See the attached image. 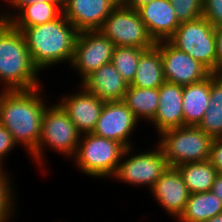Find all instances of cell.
<instances>
[{
    "label": "cell",
    "instance_id": "cell-29",
    "mask_svg": "<svg viewBox=\"0 0 222 222\" xmlns=\"http://www.w3.org/2000/svg\"><path fill=\"white\" fill-rule=\"evenodd\" d=\"M202 16L212 26H222V0H203Z\"/></svg>",
    "mask_w": 222,
    "mask_h": 222
},
{
    "label": "cell",
    "instance_id": "cell-16",
    "mask_svg": "<svg viewBox=\"0 0 222 222\" xmlns=\"http://www.w3.org/2000/svg\"><path fill=\"white\" fill-rule=\"evenodd\" d=\"M137 12L155 43L168 41L180 25L169 0H153Z\"/></svg>",
    "mask_w": 222,
    "mask_h": 222
},
{
    "label": "cell",
    "instance_id": "cell-36",
    "mask_svg": "<svg viewBox=\"0 0 222 222\" xmlns=\"http://www.w3.org/2000/svg\"><path fill=\"white\" fill-rule=\"evenodd\" d=\"M204 222H222V213L208 219L207 221Z\"/></svg>",
    "mask_w": 222,
    "mask_h": 222
},
{
    "label": "cell",
    "instance_id": "cell-13",
    "mask_svg": "<svg viewBox=\"0 0 222 222\" xmlns=\"http://www.w3.org/2000/svg\"><path fill=\"white\" fill-rule=\"evenodd\" d=\"M119 0H63V15L79 31L99 30Z\"/></svg>",
    "mask_w": 222,
    "mask_h": 222
},
{
    "label": "cell",
    "instance_id": "cell-18",
    "mask_svg": "<svg viewBox=\"0 0 222 222\" xmlns=\"http://www.w3.org/2000/svg\"><path fill=\"white\" fill-rule=\"evenodd\" d=\"M81 86L102 101L113 102L123 100L129 85L110 62L86 77Z\"/></svg>",
    "mask_w": 222,
    "mask_h": 222
},
{
    "label": "cell",
    "instance_id": "cell-28",
    "mask_svg": "<svg viewBox=\"0 0 222 222\" xmlns=\"http://www.w3.org/2000/svg\"><path fill=\"white\" fill-rule=\"evenodd\" d=\"M179 23L202 17L203 0H169Z\"/></svg>",
    "mask_w": 222,
    "mask_h": 222
},
{
    "label": "cell",
    "instance_id": "cell-5",
    "mask_svg": "<svg viewBox=\"0 0 222 222\" xmlns=\"http://www.w3.org/2000/svg\"><path fill=\"white\" fill-rule=\"evenodd\" d=\"M158 144L165 155L168 166L209 159L213 138L198 126L184 125L163 131Z\"/></svg>",
    "mask_w": 222,
    "mask_h": 222
},
{
    "label": "cell",
    "instance_id": "cell-17",
    "mask_svg": "<svg viewBox=\"0 0 222 222\" xmlns=\"http://www.w3.org/2000/svg\"><path fill=\"white\" fill-rule=\"evenodd\" d=\"M183 86L165 81L159 87V106L150 121L158 135L163 131L184 126Z\"/></svg>",
    "mask_w": 222,
    "mask_h": 222
},
{
    "label": "cell",
    "instance_id": "cell-14",
    "mask_svg": "<svg viewBox=\"0 0 222 222\" xmlns=\"http://www.w3.org/2000/svg\"><path fill=\"white\" fill-rule=\"evenodd\" d=\"M150 193L163 211L176 219L184 211L190 195L180 171L171 166L157 179Z\"/></svg>",
    "mask_w": 222,
    "mask_h": 222
},
{
    "label": "cell",
    "instance_id": "cell-11",
    "mask_svg": "<svg viewBox=\"0 0 222 222\" xmlns=\"http://www.w3.org/2000/svg\"><path fill=\"white\" fill-rule=\"evenodd\" d=\"M165 81L178 85H189L207 78L211 72L186 52L178 50L169 41H159Z\"/></svg>",
    "mask_w": 222,
    "mask_h": 222
},
{
    "label": "cell",
    "instance_id": "cell-8",
    "mask_svg": "<svg viewBox=\"0 0 222 222\" xmlns=\"http://www.w3.org/2000/svg\"><path fill=\"white\" fill-rule=\"evenodd\" d=\"M155 148L137 151V154L134 153L133 147L126 148L117 171L111 178L135 187L149 186L148 189L151 190L157 179L168 168L162 148L158 144L155 145Z\"/></svg>",
    "mask_w": 222,
    "mask_h": 222
},
{
    "label": "cell",
    "instance_id": "cell-4",
    "mask_svg": "<svg viewBox=\"0 0 222 222\" xmlns=\"http://www.w3.org/2000/svg\"><path fill=\"white\" fill-rule=\"evenodd\" d=\"M80 137L81 134L59 103L47 105L42 118L40 142L31 157L39 167L42 166L46 162L44 150L48 148L73 159Z\"/></svg>",
    "mask_w": 222,
    "mask_h": 222
},
{
    "label": "cell",
    "instance_id": "cell-12",
    "mask_svg": "<svg viewBox=\"0 0 222 222\" xmlns=\"http://www.w3.org/2000/svg\"><path fill=\"white\" fill-rule=\"evenodd\" d=\"M140 123L123 101L105 102L93 134L134 147L130 135Z\"/></svg>",
    "mask_w": 222,
    "mask_h": 222
},
{
    "label": "cell",
    "instance_id": "cell-9",
    "mask_svg": "<svg viewBox=\"0 0 222 222\" xmlns=\"http://www.w3.org/2000/svg\"><path fill=\"white\" fill-rule=\"evenodd\" d=\"M99 31L115 45L152 48L155 45L137 10L118 4L104 20Z\"/></svg>",
    "mask_w": 222,
    "mask_h": 222
},
{
    "label": "cell",
    "instance_id": "cell-1",
    "mask_svg": "<svg viewBox=\"0 0 222 222\" xmlns=\"http://www.w3.org/2000/svg\"><path fill=\"white\" fill-rule=\"evenodd\" d=\"M41 88L0 89V123L11 133L15 144H21L30 155L38 148L42 118L47 108Z\"/></svg>",
    "mask_w": 222,
    "mask_h": 222
},
{
    "label": "cell",
    "instance_id": "cell-30",
    "mask_svg": "<svg viewBox=\"0 0 222 222\" xmlns=\"http://www.w3.org/2000/svg\"><path fill=\"white\" fill-rule=\"evenodd\" d=\"M8 4V7L11 9H15L14 13L12 11L3 12L0 11V21L9 22L23 7H26L33 3L45 2V3H63V0H5ZM17 10V11H16ZM16 11V12H15ZM11 12V13H9Z\"/></svg>",
    "mask_w": 222,
    "mask_h": 222
},
{
    "label": "cell",
    "instance_id": "cell-15",
    "mask_svg": "<svg viewBox=\"0 0 222 222\" xmlns=\"http://www.w3.org/2000/svg\"><path fill=\"white\" fill-rule=\"evenodd\" d=\"M79 86L77 93L67 96L65 94L59 104L67 112L78 132L83 135L92 133L95 129L105 102Z\"/></svg>",
    "mask_w": 222,
    "mask_h": 222
},
{
    "label": "cell",
    "instance_id": "cell-31",
    "mask_svg": "<svg viewBox=\"0 0 222 222\" xmlns=\"http://www.w3.org/2000/svg\"><path fill=\"white\" fill-rule=\"evenodd\" d=\"M17 147L11 133L0 123V165L3 167L5 156L9 155Z\"/></svg>",
    "mask_w": 222,
    "mask_h": 222
},
{
    "label": "cell",
    "instance_id": "cell-33",
    "mask_svg": "<svg viewBox=\"0 0 222 222\" xmlns=\"http://www.w3.org/2000/svg\"><path fill=\"white\" fill-rule=\"evenodd\" d=\"M216 51L218 59V74L222 73V26L215 27Z\"/></svg>",
    "mask_w": 222,
    "mask_h": 222
},
{
    "label": "cell",
    "instance_id": "cell-7",
    "mask_svg": "<svg viewBox=\"0 0 222 222\" xmlns=\"http://www.w3.org/2000/svg\"><path fill=\"white\" fill-rule=\"evenodd\" d=\"M168 41L178 50L199 61L211 73L218 74L215 27L203 16L180 23Z\"/></svg>",
    "mask_w": 222,
    "mask_h": 222
},
{
    "label": "cell",
    "instance_id": "cell-19",
    "mask_svg": "<svg viewBox=\"0 0 222 222\" xmlns=\"http://www.w3.org/2000/svg\"><path fill=\"white\" fill-rule=\"evenodd\" d=\"M211 74L204 80L183 86L184 125L198 126L211 105Z\"/></svg>",
    "mask_w": 222,
    "mask_h": 222
},
{
    "label": "cell",
    "instance_id": "cell-32",
    "mask_svg": "<svg viewBox=\"0 0 222 222\" xmlns=\"http://www.w3.org/2000/svg\"><path fill=\"white\" fill-rule=\"evenodd\" d=\"M208 160L218 172L222 173V138L213 139Z\"/></svg>",
    "mask_w": 222,
    "mask_h": 222
},
{
    "label": "cell",
    "instance_id": "cell-26",
    "mask_svg": "<svg viewBox=\"0 0 222 222\" xmlns=\"http://www.w3.org/2000/svg\"><path fill=\"white\" fill-rule=\"evenodd\" d=\"M145 50L127 46H119L114 49L111 63L128 85L135 77L140 56Z\"/></svg>",
    "mask_w": 222,
    "mask_h": 222
},
{
    "label": "cell",
    "instance_id": "cell-6",
    "mask_svg": "<svg viewBox=\"0 0 222 222\" xmlns=\"http://www.w3.org/2000/svg\"><path fill=\"white\" fill-rule=\"evenodd\" d=\"M125 149L121 143L112 139L93 133L83 134L73 161L82 174L94 178L113 177Z\"/></svg>",
    "mask_w": 222,
    "mask_h": 222
},
{
    "label": "cell",
    "instance_id": "cell-27",
    "mask_svg": "<svg viewBox=\"0 0 222 222\" xmlns=\"http://www.w3.org/2000/svg\"><path fill=\"white\" fill-rule=\"evenodd\" d=\"M8 170L4 168L0 171V222H10L15 214L16 207L14 203L16 194L14 197V190L10 175L6 174ZM14 199V200H13Z\"/></svg>",
    "mask_w": 222,
    "mask_h": 222
},
{
    "label": "cell",
    "instance_id": "cell-23",
    "mask_svg": "<svg viewBox=\"0 0 222 222\" xmlns=\"http://www.w3.org/2000/svg\"><path fill=\"white\" fill-rule=\"evenodd\" d=\"M190 194L211 191L219 173L209 160L177 166Z\"/></svg>",
    "mask_w": 222,
    "mask_h": 222
},
{
    "label": "cell",
    "instance_id": "cell-24",
    "mask_svg": "<svg viewBox=\"0 0 222 222\" xmlns=\"http://www.w3.org/2000/svg\"><path fill=\"white\" fill-rule=\"evenodd\" d=\"M63 3H33L23 7L9 23L15 28L33 27L49 23L63 14Z\"/></svg>",
    "mask_w": 222,
    "mask_h": 222
},
{
    "label": "cell",
    "instance_id": "cell-25",
    "mask_svg": "<svg viewBox=\"0 0 222 222\" xmlns=\"http://www.w3.org/2000/svg\"><path fill=\"white\" fill-rule=\"evenodd\" d=\"M210 102L198 127L213 139L222 138V73H211Z\"/></svg>",
    "mask_w": 222,
    "mask_h": 222
},
{
    "label": "cell",
    "instance_id": "cell-2",
    "mask_svg": "<svg viewBox=\"0 0 222 222\" xmlns=\"http://www.w3.org/2000/svg\"><path fill=\"white\" fill-rule=\"evenodd\" d=\"M16 29L23 33L32 62L40 73L62 62L70 64L79 31L63 14L49 23Z\"/></svg>",
    "mask_w": 222,
    "mask_h": 222
},
{
    "label": "cell",
    "instance_id": "cell-22",
    "mask_svg": "<svg viewBox=\"0 0 222 222\" xmlns=\"http://www.w3.org/2000/svg\"><path fill=\"white\" fill-rule=\"evenodd\" d=\"M122 101L138 120L144 119L149 123L158 110L159 88H138L129 85Z\"/></svg>",
    "mask_w": 222,
    "mask_h": 222
},
{
    "label": "cell",
    "instance_id": "cell-35",
    "mask_svg": "<svg viewBox=\"0 0 222 222\" xmlns=\"http://www.w3.org/2000/svg\"><path fill=\"white\" fill-rule=\"evenodd\" d=\"M211 191L222 201V173L217 174Z\"/></svg>",
    "mask_w": 222,
    "mask_h": 222
},
{
    "label": "cell",
    "instance_id": "cell-3",
    "mask_svg": "<svg viewBox=\"0 0 222 222\" xmlns=\"http://www.w3.org/2000/svg\"><path fill=\"white\" fill-rule=\"evenodd\" d=\"M39 69L33 64L23 33L0 21L1 90H29L41 86Z\"/></svg>",
    "mask_w": 222,
    "mask_h": 222
},
{
    "label": "cell",
    "instance_id": "cell-21",
    "mask_svg": "<svg viewBox=\"0 0 222 222\" xmlns=\"http://www.w3.org/2000/svg\"><path fill=\"white\" fill-rule=\"evenodd\" d=\"M222 213V201L212 191L193 193L188 197L179 222H204Z\"/></svg>",
    "mask_w": 222,
    "mask_h": 222
},
{
    "label": "cell",
    "instance_id": "cell-34",
    "mask_svg": "<svg viewBox=\"0 0 222 222\" xmlns=\"http://www.w3.org/2000/svg\"><path fill=\"white\" fill-rule=\"evenodd\" d=\"M151 1L153 0H119V3L124 5L125 7L137 10L141 6L150 3Z\"/></svg>",
    "mask_w": 222,
    "mask_h": 222
},
{
    "label": "cell",
    "instance_id": "cell-20",
    "mask_svg": "<svg viewBox=\"0 0 222 222\" xmlns=\"http://www.w3.org/2000/svg\"><path fill=\"white\" fill-rule=\"evenodd\" d=\"M164 82L161 52L154 45L141 54L135 77L130 85L138 88H159Z\"/></svg>",
    "mask_w": 222,
    "mask_h": 222
},
{
    "label": "cell",
    "instance_id": "cell-10",
    "mask_svg": "<svg viewBox=\"0 0 222 222\" xmlns=\"http://www.w3.org/2000/svg\"><path fill=\"white\" fill-rule=\"evenodd\" d=\"M114 49V43L99 30L79 32L70 66L80 74V82L110 63Z\"/></svg>",
    "mask_w": 222,
    "mask_h": 222
}]
</instances>
